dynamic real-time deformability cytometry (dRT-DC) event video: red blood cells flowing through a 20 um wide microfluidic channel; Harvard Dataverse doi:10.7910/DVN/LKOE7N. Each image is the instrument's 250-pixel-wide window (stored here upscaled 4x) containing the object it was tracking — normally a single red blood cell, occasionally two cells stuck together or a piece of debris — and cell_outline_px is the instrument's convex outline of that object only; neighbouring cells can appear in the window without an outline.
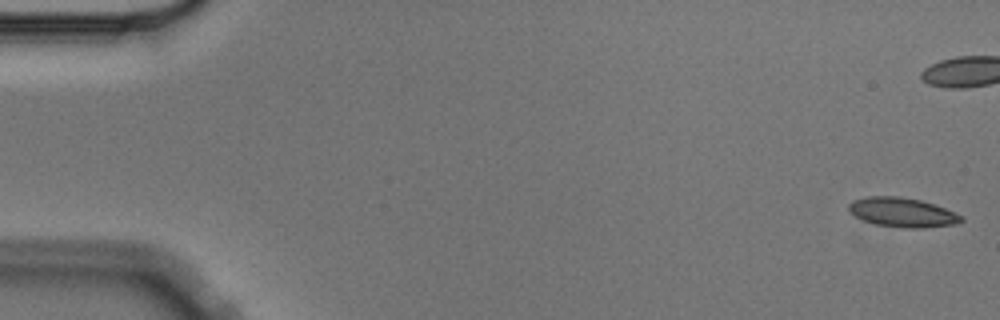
{"species": "Egyptian fruit bat (a non-hibernating species)", "species_latin": "Rousettus aegyptiacus", "temperature_condition": "cold", "stored_images_in_passage": 6, "camera_frame_rate_fps": 3000, "um_per_image_px": 0.085, "animal": {"sex": "male"}, "frame": {"image": 1, "passage_image": 1, "time_ms": 0.0, "image_size_px": [1000, 320], "cell_outline_px": [[964, 220], [960, 224], [924, 228], [904, 228], [876, 224], [864, 220], [856, 216], [848, 208], [848, 204], [852, 200], [864, 196], [900, 196], [920, 200], [944, 208], [964, 216]], "centroid_in_image_um": [76.74, 18.05], "position_along_channel_um": 8.3, "area_um2": 19.36}}
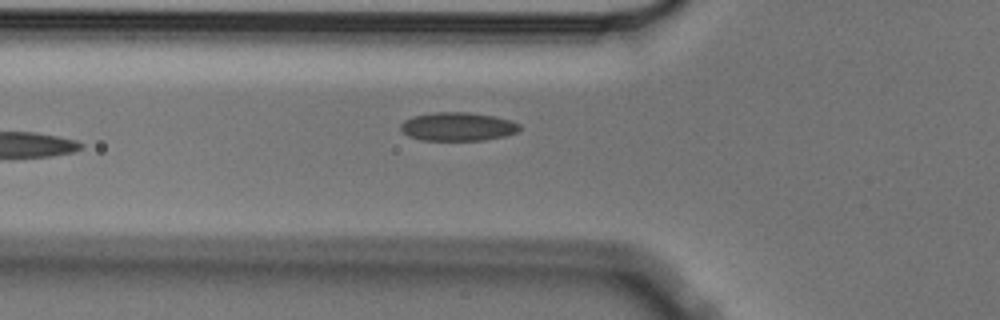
{"frame": {"image": 2, "passage_image": 6, "time_ms": 1.667, "image_size_px": [1000, 320], "cell_outline_px": [[520, 132], [504, 136], [484, 140], [420, 140], [408, 136], [400, 128], [400, 124], [404, 120], [412, 116], [436, 112], [468, 112], [492, 116], [512, 120], [520, 124]], "centroid_in_image_um": [38.92, 10.76], "position_along_channel_um": 86.9, "area_um2": 19.88}}